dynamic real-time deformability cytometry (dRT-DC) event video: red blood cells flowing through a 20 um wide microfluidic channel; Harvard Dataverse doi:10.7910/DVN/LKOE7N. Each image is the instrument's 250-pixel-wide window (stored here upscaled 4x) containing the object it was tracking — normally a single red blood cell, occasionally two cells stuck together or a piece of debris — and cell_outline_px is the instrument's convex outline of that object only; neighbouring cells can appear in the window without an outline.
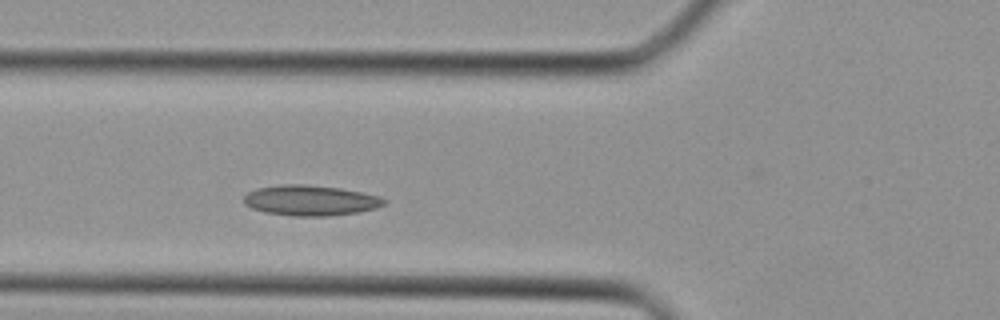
{"species": "Egyptian fruit bat (a non-hibernating species)", "species_latin": "Rousettus aegyptiacus", "temperature_condition": "cold", "stored_images_in_passage": 31, "camera_frame_rate_fps": 3000, "um_per_image_px": 0.085, "animal": {"sex": "female"}, "frame": {"image": 1, "passage_image": 5, "time_ms": 1.333, "image_size_px": [1000, 320], "cell_outline_px": [[388, 200], [384, 204], [376, 208], [356, 212], [328, 216], [292, 216], [264, 212], [252, 208], [244, 204], [244, 196], [248, 192], [256, 188], [284, 184], [308, 184], [340, 188], [380, 196]], "centroid_in_image_um": [26.37, 17.03], "position_along_channel_um": 99.4, "area_um2": 24.91}}
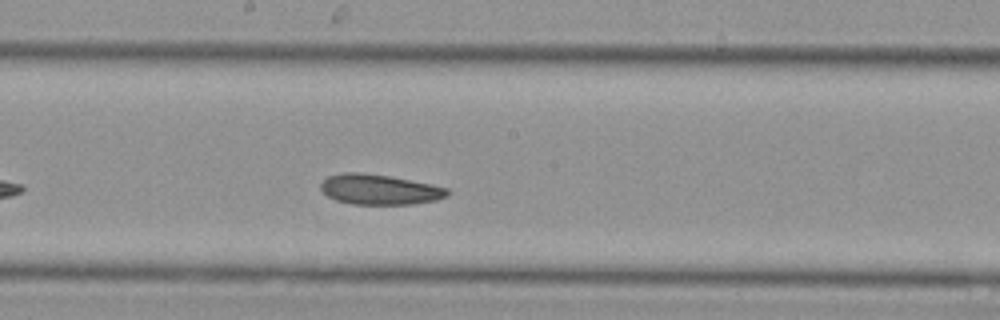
{"frame": {"image": 2, "passage_image": 12, "time_ms": 3.667, "image_size_px": [1000, 320], "cell_outline_px": [[452, 192], [448, 196], [436, 200], [412, 204], [352, 204], [336, 200], [328, 196], [320, 188], [320, 184], [328, 176], [344, 172], [360, 172], [388, 176], [448, 188]], "centroid_in_image_um": [32.26, 16.11], "position_along_channel_um": 215.9, "area_um2": 22.14}}
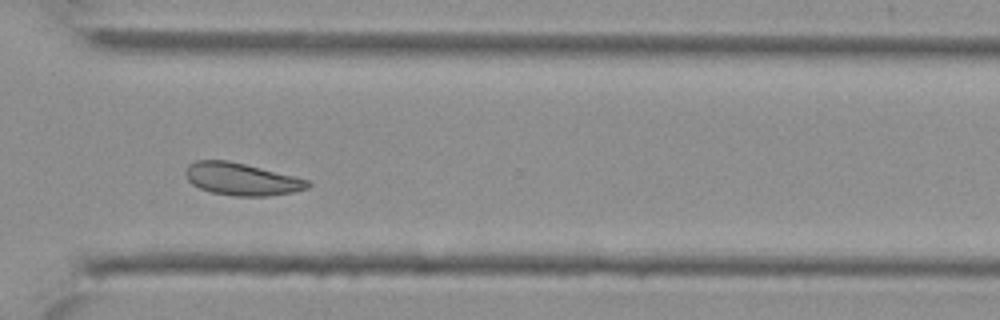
{"frame": {"image": 3, "passage_image": 20, "time_ms": 6.333, "image_size_px": [1000, 320], "cell_outline_px": [[312, 184], [308, 188], [292, 192], [268, 196], [236, 196], [212, 192], [200, 188], [192, 184], [184, 176], [184, 172], [188, 164], [196, 160], [228, 160], [308, 180]], "centroid_in_image_um": [20.48, 15.22], "position_along_channel_um": 350.1, "area_um2": 22.83}}